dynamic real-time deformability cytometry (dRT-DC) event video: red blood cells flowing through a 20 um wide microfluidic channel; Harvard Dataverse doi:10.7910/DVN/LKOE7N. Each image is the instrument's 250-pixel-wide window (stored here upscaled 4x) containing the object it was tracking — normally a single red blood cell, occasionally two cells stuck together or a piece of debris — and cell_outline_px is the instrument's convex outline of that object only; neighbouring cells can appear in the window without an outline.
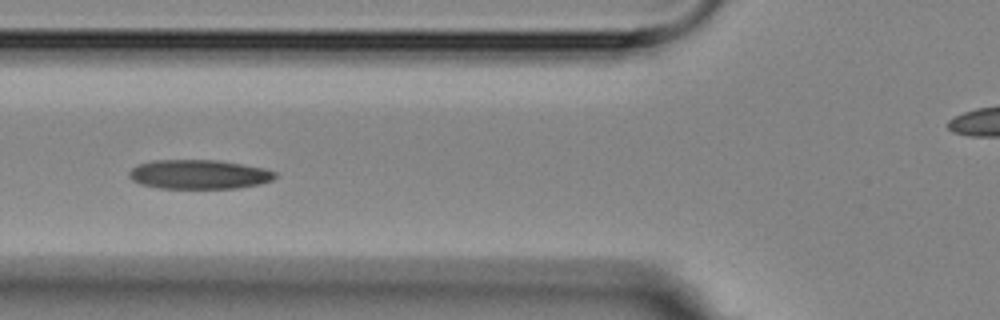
{"species": "Egyptian fruit bat (a non-hibernating species)", "species_latin": "Rousettus aegyptiacus", "temperature_condition": "room temperature", "stored_images_in_passage": 5, "camera_frame_rate_fps": 3000, "um_per_image_px": 0.085, "animal": {"sex": "female"}, "frame": {"image": 1, "passage_image": 4, "time_ms": 4.333, "image_size_px": [1000, 320], "cell_outline_px": [[276, 176], [272, 180], [260, 184], [236, 188], [160, 188], [140, 184], [132, 180], [128, 176], [128, 172], [132, 168], [140, 164], [152, 160], [216, 160], [264, 168], [276, 172]], "centroid_in_image_um": [16.89, 14.82], "position_along_channel_um": 108.9, "area_um2": 24.8}}
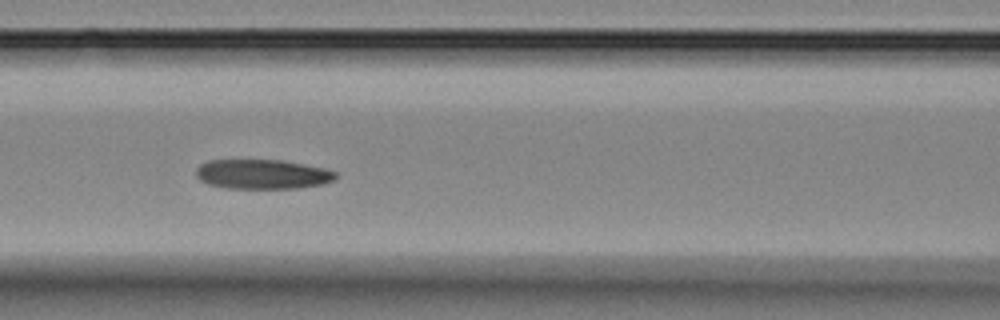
{"frame": {"image": 2, "passage_image": 5, "time_ms": 5.333, "image_size_px": [1000, 320], "cell_outline_px": [[336, 180], [324, 184], [296, 188], [224, 188], [208, 184], [200, 180], [196, 176], [196, 168], [200, 164], [208, 160], [280, 160], [324, 168], [336, 172]], "centroid_in_image_um": [22.29, 14.81], "position_along_channel_um": 144.3, "area_um2": 24.1}}